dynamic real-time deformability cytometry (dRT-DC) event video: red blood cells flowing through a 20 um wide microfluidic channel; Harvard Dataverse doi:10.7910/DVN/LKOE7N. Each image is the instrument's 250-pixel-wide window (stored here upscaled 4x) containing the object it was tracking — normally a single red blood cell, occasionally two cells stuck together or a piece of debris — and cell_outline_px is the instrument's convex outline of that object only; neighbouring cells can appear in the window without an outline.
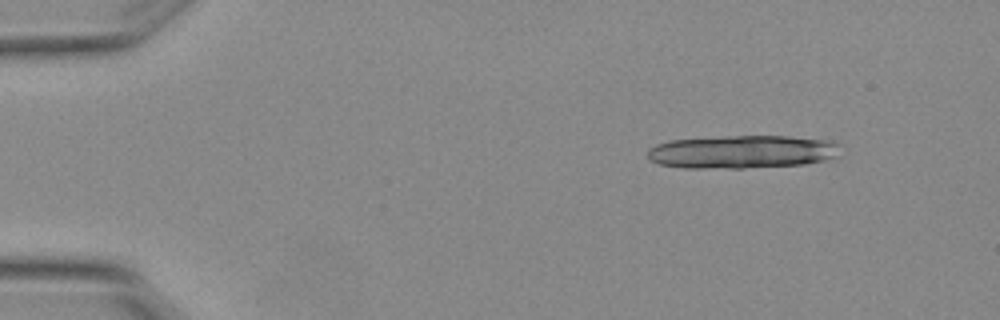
{"species": "Egyptian fruit bat (a non-hibernating species)", "species_latin": "Rousettus aegyptiacus", "temperature_condition": "warm", "stored_images_in_passage": 3, "camera_frame_rate_fps": 3000, "um_per_image_px": 0.085, "animal": {"sex": "female"}, "frame": {"image": 1, "passage_image": 2, "time_ms": 0.333, "image_size_px": [1000, 320], "cell_outline_px": [[836, 156], [824, 160], [804, 164], [744, 168], [684, 168], [660, 164], [648, 160], [648, 148], [656, 144], [668, 140], [724, 136], [788, 136], [832, 140], [836, 144]], "centroid_in_image_um": [63.0, 12.9], "position_along_channel_um": 22.0, "area_um2": 37.28}}